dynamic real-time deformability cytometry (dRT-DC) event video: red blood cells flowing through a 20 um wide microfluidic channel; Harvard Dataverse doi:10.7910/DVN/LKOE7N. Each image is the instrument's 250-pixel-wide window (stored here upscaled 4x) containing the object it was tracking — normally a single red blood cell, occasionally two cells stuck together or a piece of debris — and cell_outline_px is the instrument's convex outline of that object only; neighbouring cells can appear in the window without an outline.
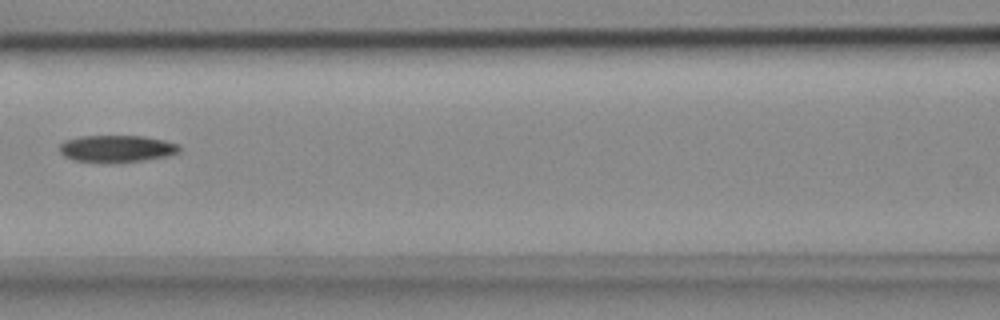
{"species": "common noctule bat (a hibernating species)", "species_latin": "Nyctalus noctula", "temperature_condition": "cold", "stored_images_in_passage": 4, "camera_frame_rate_fps": 3000, "um_per_image_px": 0.085, "animal": {"sex": "female", "body_mass_g": 18.4}, "frame": {"image": 1, "passage_image": 4, "time_ms": 1.0, "image_size_px": [1000, 320], "cell_outline_px": [[180, 152], [168, 156], [120, 164], [100, 164], [72, 160], [64, 156], [60, 152], [60, 144], [64, 140], [80, 136], [144, 136], [164, 140], [180, 144]], "centroid_in_image_um": [9.91, 12.67], "position_along_channel_um": 156.7, "area_um2": 19.59}}